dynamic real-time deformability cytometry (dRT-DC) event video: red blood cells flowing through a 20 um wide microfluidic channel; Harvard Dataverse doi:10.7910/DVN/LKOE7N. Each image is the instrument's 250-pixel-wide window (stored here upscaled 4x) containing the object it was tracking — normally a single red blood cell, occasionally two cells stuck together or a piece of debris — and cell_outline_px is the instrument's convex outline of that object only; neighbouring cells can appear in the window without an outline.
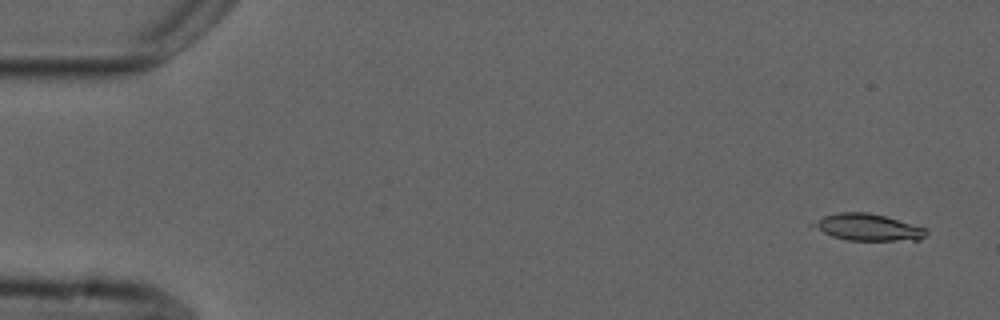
{"species": "common noctule bat (a hibernating species)", "species_latin": "Nyctalus noctula", "temperature_condition": "cold", "stored_images_in_passage": 5, "camera_frame_rate_fps": 3000, "um_per_image_px": 0.085, "animal": {"sex": "male", "forearm_length_mm": 52.5}, "frame": {"image": 1, "passage_image": 1, "time_ms": 0.0, "image_size_px": [1000, 320], "cell_outline_px": [[928, 232], [920, 240], [848, 240], [832, 236], [808, 224], [824, 216], [836, 212], [868, 212], [884, 216], [928, 228]], "centroid_in_image_um": [73.78, 19.31], "position_along_channel_um": 11.2, "area_um2": 17.57}}